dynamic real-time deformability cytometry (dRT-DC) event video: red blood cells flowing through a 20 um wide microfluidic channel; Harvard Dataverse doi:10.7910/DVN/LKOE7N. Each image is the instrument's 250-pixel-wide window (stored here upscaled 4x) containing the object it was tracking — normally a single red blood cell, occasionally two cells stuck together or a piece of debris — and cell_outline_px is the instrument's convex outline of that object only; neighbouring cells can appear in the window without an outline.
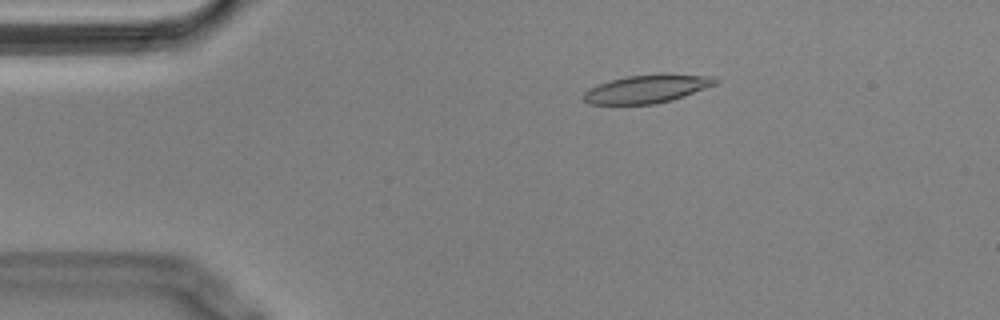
{"species": "Egyptian fruit bat (a non-hibernating species)", "species_latin": "Rousettus aegyptiacus", "temperature_condition": "cold", "stored_images_in_passage": 55, "camera_frame_rate_fps": 3000, "um_per_image_px": 0.085, "animal": {"sex": "male"}, "frame": {"image": 1, "passage_image": 10, "time_ms": 3.0, "image_size_px": [1000, 320], "cell_outline_px": [[720, 80], [716, 84], [684, 96], [672, 100], [656, 104], [588, 104], [580, 96], [588, 88], [608, 80], [628, 76], [660, 72], [668, 72], [716, 76]], "centroid_in_image_um": [55.02, 7.52], "position_along_channel_um": 30.0, "area_um2": 22.43}}
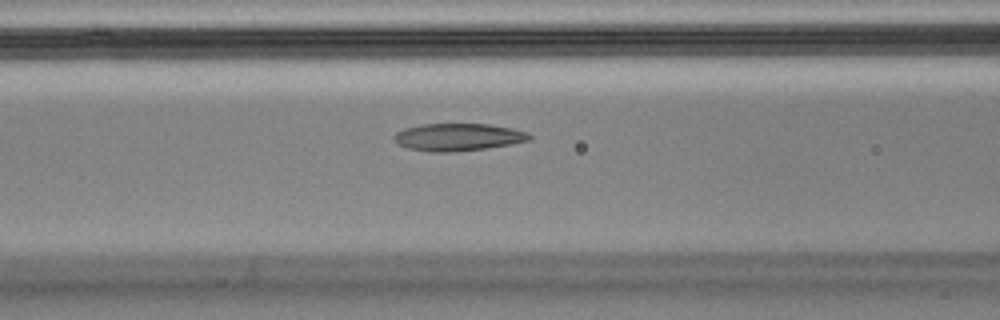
{"frame": {"image": 2, "passage_image": 22, "time_ms": 7.0, "image_size_px": [1000, 320], "cell_outline_px": [[532, 140], [484, 148], [448, 152], [432, 152], [408, 148], [392, 140], [392, 136], [396, 132], [404, 128], [424, 124], [488, 124], [512, 128], [528, 132], [532, 136]], "centroid_in_image_um": [38.92, 11.64], "position_along_channel_um": 127.7, "area_um2": 21.5}}
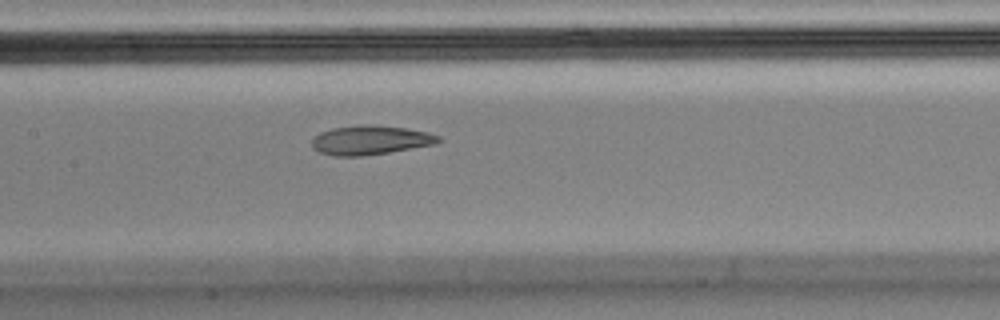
{"frame": {"image": 3, "passage_image": 26, "time_ms": 8.333, "image_size_px": [1000, 320], "cell_outline_px": [[440, 140], [436, 144], [388, 152], [360, 156], [336, 156], [320, 152], [312, 148], [312, 140], [320, 132], [332, 128], [360, 124], [372, 124], [404, 128], [428, 132], [440, 136]], "centroid_in_image_um": [31.47, 11.9], "position_along_channel_um": 175.9, "area_um2": 21.44}, "authors_computed_cell_mechanics": {"area_um2": 22.4264, "velocity_mm_per_s": 3.6085, "shape_relaxation_time_tau1_ms": null, "shape_relaxation_time_tau2_ms": 1.391, "deformation_change_tau1": null, "deformation_change_tau2": 0.0791}}